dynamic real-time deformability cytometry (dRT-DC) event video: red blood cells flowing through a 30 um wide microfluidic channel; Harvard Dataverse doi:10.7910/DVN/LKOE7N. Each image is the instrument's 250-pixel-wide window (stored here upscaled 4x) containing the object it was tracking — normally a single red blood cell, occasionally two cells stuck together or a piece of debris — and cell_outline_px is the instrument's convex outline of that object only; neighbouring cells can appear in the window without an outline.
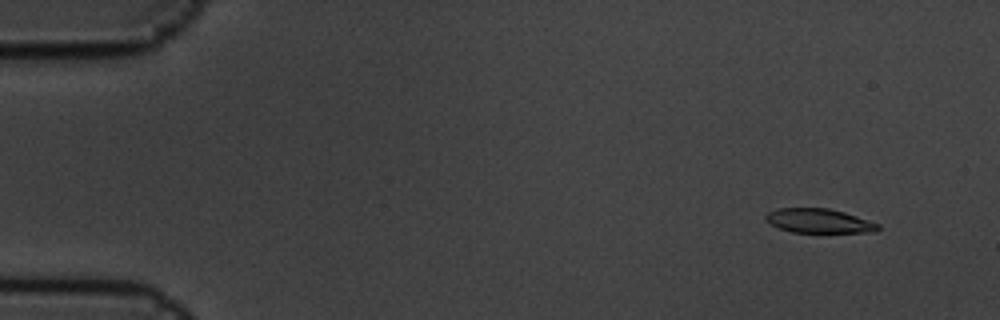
{"species": "common noctule bat (a hibernating species)", "species_latin": "Nyctalus noctula", "temperature_condition": "cold", "stored_images_in_passage": 6, "camera_frame_rate_fps": 3000, "um_per_image_px": 0.085, "animal": {"sex": "male", "body_mass_g": 19.5, "forearm_length_mm": 54.6}, "frame": {"image": 1, "passage_image": 2, "time_ms": 0.333, "image_size_px": [1000, 320], "cell_outline_px": [[880, 228], [876, 232], [792, 232], [780, 228], [772, 224], [764, 216], [768, 212], [776, 208], [828, 208], [844, 212], [880, 224]], "centroid_in_image_um": [69.63, 18.77], "position_along_channel_um": 15.4, "area_um2": 15.72}}
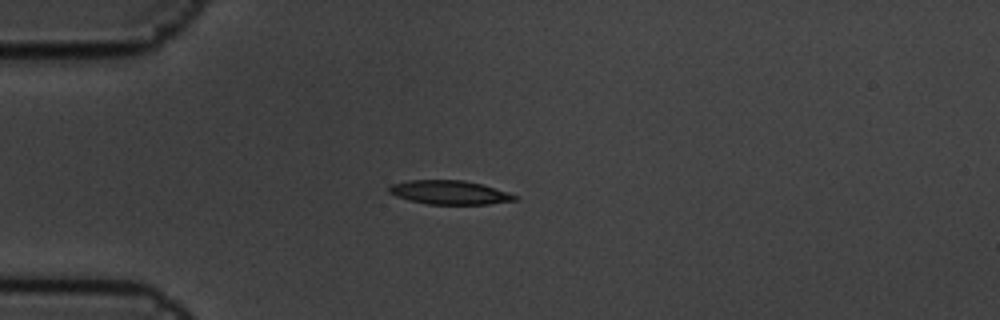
{"frame": {"image": 2, "passage_image": 5, "time_ms": 1.333, "image_size_px": [1000, 320], "cell_outline_px": [[516, 200], [488, 204], [428, 204], [408, 200], [396, 196], [388, 192], [388, 188], [392, 184], [408, 180], [464, 180], [480, 184], [508, 192], [516, 196]], "centroid_in_image_um": [38.16, 16.35], "position_along_channel_um": 46.8, "area_um2": 17.34}}